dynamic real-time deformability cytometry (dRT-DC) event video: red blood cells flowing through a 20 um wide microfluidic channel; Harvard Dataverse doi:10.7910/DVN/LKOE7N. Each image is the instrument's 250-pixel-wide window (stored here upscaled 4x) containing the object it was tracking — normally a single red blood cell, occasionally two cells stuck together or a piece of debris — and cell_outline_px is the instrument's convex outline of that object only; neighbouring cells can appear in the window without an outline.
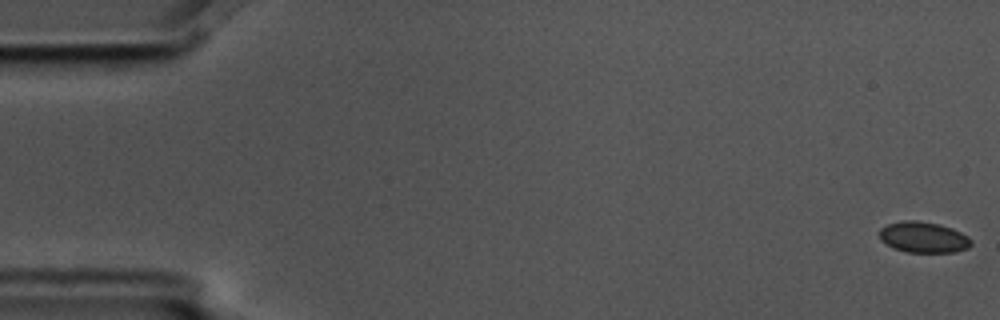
{"species": "common noctule bat (a hibernating species)", "species_latin": "Nyctalus noctula", "temperature_condition": "cold", "stored_images_in_passage": 5, "segment_of_instrument_passage": [2, 2], "camera_frame_rate_fps": 3000, "um_per_image_px": 0.085, "animal": {"sex": "male", "body_mass_g": 17.5, "forearm_length_mm": 52.3}, "frame": {"image": 1, "passage_image": 5, "time_ms": 1.333, "image_size_px": [1000, 320], "cell_outline_px": [[972, 244], [968, 248], [952, 252], [908, 252], [892, 248], [880, 240], [880, 228], [888, 224], [904, 220], [916, 220], [940, 224], [952, 228], [968, 236], [972, 240]], "centroid_in_image_um": [78.49, 20.16], "position_along_channel_um": 6.5, "area_um2": 16.59}}